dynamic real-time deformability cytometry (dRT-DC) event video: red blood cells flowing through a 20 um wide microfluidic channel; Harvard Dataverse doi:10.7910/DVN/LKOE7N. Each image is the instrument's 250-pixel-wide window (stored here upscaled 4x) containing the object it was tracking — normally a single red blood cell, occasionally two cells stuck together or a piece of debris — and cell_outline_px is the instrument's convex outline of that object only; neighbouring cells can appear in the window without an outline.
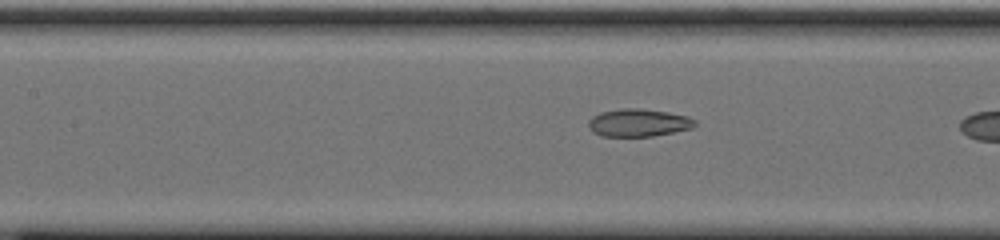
{"species": "common noctule bat (a hibernating species)", "species_latin": "Nyctalus noctula", "temperature_condition": "cold", "stored_images_in_passage": 19, "camera_frame_rate_fps": 3000, "um_per_image_px": 0.085, "animal": {"sex": "male", "body_mass_g": 20.0, "forearm_length_mm": 53.3}, "frame": {"image": 1, "passage_image": 16, "time_ms": 5.0, "image_size_px": [1000, 240], "cell_outline_px": [[696, 124], [692, 128], [652, 136], [604, 136], [592, 132], [588, 124], [588, 120], [592, 116], [600, 112], [620, 108], [640, 108], [668, 112], [688, 116], [696, 120]], "centroid_in_image_um": [54.25, 10.42], "position_along_channel_um": 153.1, "area_um2": 17.22}}